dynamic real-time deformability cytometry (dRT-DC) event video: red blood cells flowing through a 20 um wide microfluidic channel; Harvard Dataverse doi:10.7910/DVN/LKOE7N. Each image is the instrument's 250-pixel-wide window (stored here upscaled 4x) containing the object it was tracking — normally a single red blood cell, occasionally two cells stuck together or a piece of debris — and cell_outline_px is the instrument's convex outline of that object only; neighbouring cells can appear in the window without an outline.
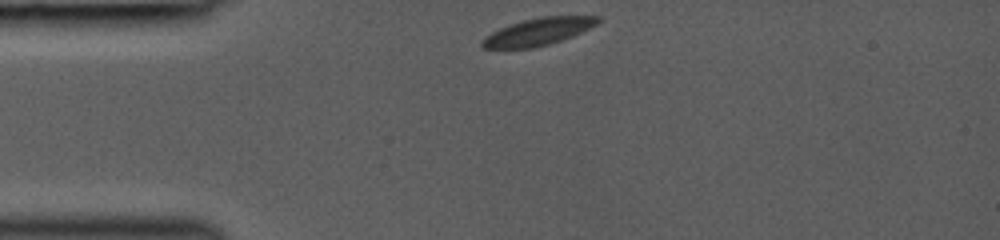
{"species": "common noctule bat (a hibernating species)", "species_latin": "Nyctalus noctula", "temperature_condition": "room temperature", "stored_images_in_passage": 3, "camera_frame_rate_fps": 3000, "um_per_image_px": 0.085, "animal": {"sex": "female", "body_mass_g": 19.0, "forearm_length_mm": 53.3}, "frame": {"image": 1, "passage_image": 1, "time_ms": 0.0, "image_size_px": [1000, 240], "cell_outline_px": [[604, 20], [572, 36], [548, 44], [532, 48], [484, 48], [480, 44], [480, 40], [492, 32], [500, 28], [524, 20], [540, 16], [600, 16]], "centroid_in_image_um": [45.75, 2.68], "position_along_channel_um": 39.2, "area_um2": 18.15}}